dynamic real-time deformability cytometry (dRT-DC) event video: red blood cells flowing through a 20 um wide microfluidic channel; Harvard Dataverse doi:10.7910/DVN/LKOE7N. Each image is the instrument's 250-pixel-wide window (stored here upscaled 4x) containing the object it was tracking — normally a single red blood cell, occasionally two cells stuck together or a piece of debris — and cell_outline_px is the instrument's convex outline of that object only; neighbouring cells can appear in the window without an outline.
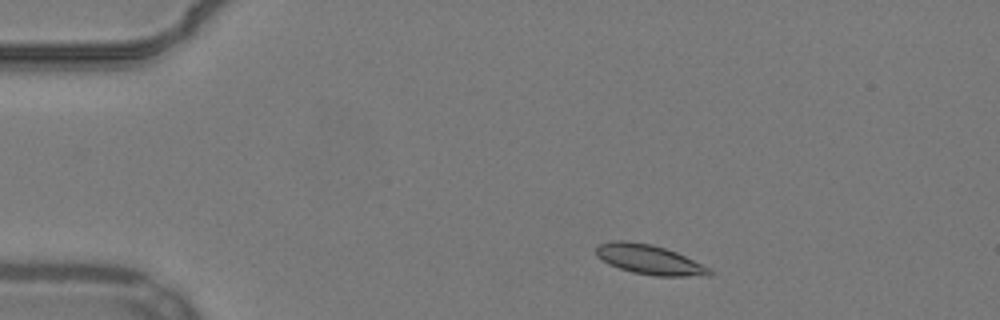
{"species": "common noctule bat (a hibernating species)", "species_latin": "Nyctalus noctula", "temperature_condition": "warm", "stored_images_in_passage": 12, "camera_frame_rate_fps": 3000, "um_per_image_px": 0.085, "animal": {"sex": "male", "body_mass_g": 19.2, "forearm_length_mm": 51.8}, "frame": {"image": 1, "passage_image": 5, "time_ms": 1.333, "image_size_px": [1000, 320], "cell_outline_px": [[712, 276], [652, 276], [632, 272], [608, 264], [596, 256], [596, 248], [600, 244], [612, 240], [624, 240], [652, 244], [676, 252], [712, 268]], "centroid_in_image_um": [55.22, 22.07], "position_along_channel_um": 29.8, "area_um2": 19.77}}